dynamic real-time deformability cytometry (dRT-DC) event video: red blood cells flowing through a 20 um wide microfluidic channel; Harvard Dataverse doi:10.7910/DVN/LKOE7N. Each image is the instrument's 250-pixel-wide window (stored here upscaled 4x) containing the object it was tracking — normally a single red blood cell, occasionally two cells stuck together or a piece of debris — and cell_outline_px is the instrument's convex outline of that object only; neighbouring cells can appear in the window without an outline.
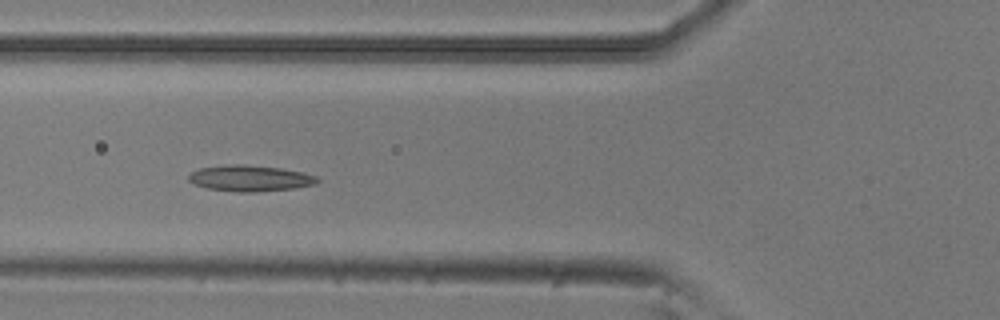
{"species": "common noctule bat (a hibernating species)", "species_latin": "Nyctalus noctula", "temperature_condition": "room temperature", "stored_images_in_passage": 7, "camera_frame_rate_fps": 3000, "um_per_image_px": 0.085, "animal": {"sex": "male", "body_mass_g": 20.5, "forearm_length_mm": 52.5}, "frame": {"image": 1, "passage_image": 5, "time_ms": 1.333, "image_size_px": [1000, 320], "cell_outline_px": [[320, 180], [316, 184], [292, 188], [256, 192], [236, 192], [208, 188], [196, 184], [188, 180], [188, 176], [192, 172], [200, 168], [232, 164], [244, 164], [280, 168], [304, 172], [316, 176]], "centroid_in_image_um": [21.28, 15.15], "position_along_channel_um": 104.5, "area_um2": 19.42}}
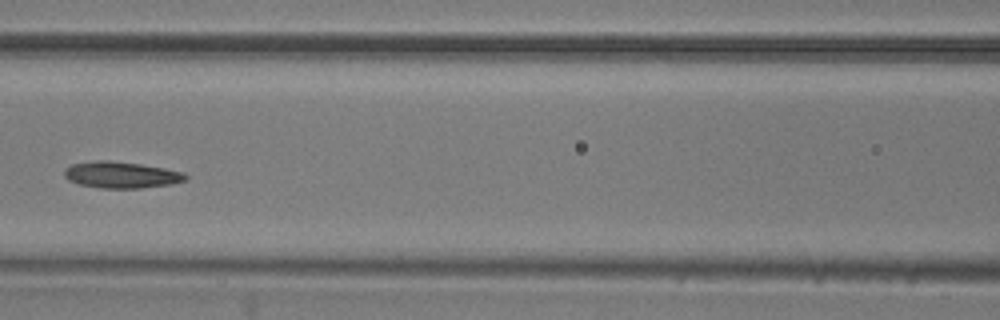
{"frame": {"image": 2, "passage_image": 6, "time_ms": 1.667, "image_size_px": [1000, 320], "cell_outline_px": [[188, 180], [172, 184], [140, 188], [100, 188], [80, 184], [68, 180], [64, 176], [64, 168], [72, 164], [96, 160], [108, 160], [140, 164], [164, 168], [184, 172], [188, 176]], "centroid_in_image_um": [10.32, 14.86], "position_along_channel_um": 156.3, "area_um2": 18.79}}
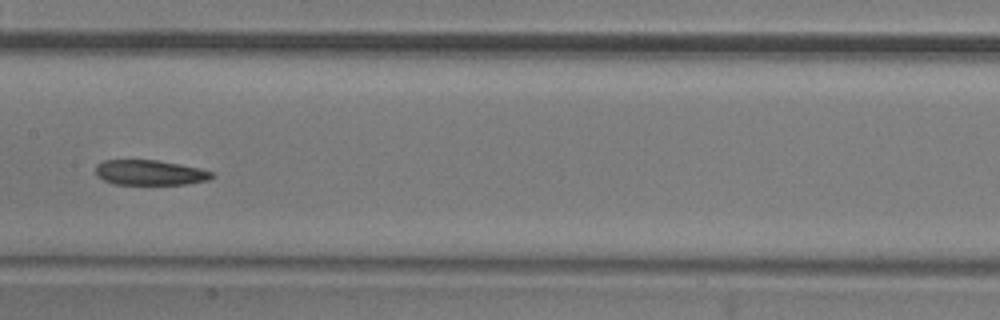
{"frame": {"image": 3, "passage_image": 7, "time_ms": 2.0, "image_size_px": [1000, 320], "cell_outline_px": [[216, 176], [208, 180], [184, 184], [112, 184], [96, 176], [96, 164], [104, 160], [156, 160], [200, 168], [212, 172]], "centroid_in_image_um": [12.72, 14.67], "position_along_channel_um": 194.7, "area_um2": 16.99}}